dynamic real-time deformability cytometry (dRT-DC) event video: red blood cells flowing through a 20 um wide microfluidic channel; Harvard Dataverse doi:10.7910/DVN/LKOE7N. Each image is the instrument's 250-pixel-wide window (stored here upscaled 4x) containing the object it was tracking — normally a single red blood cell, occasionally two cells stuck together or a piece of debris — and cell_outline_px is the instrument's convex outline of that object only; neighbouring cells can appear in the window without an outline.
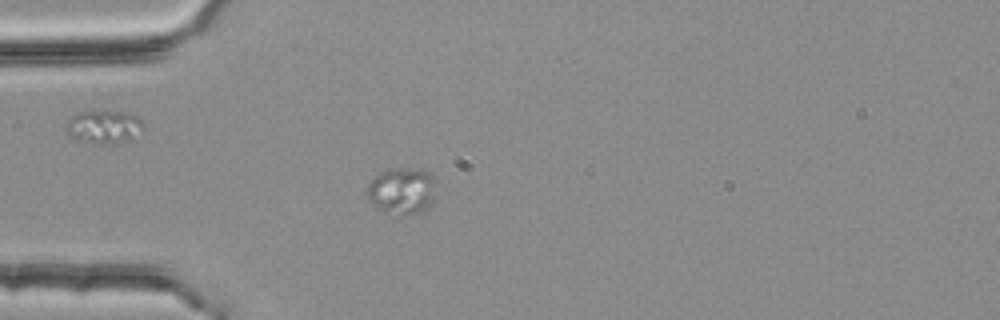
{"species": "common noctule bat (a hibernating species)", "species_latin": "Nyctalus noctula", "temperature_condition": "room temperature", "stored_images_in_passage": 40, "camera_frame_rate_fps": 3000, "um_per_image_px": 0.085, "animal": {"sex": "female", "body_mass_g": 25.1}, "frame": {"image": 1, "passage_image": 1, "time_ms": 0.0, "image_size_px": [1000, 320], "cell_outline_px": [[432, 196], [428, 204], [420, 212], [400, 216], [396, 216], [380, 212], [364, 196], [364, 192], [368, 184], [380, 172], [388, 168], [420, 168], [432, 172]], "centroid_in_image_um": [34.04, 16.22], "position_along_channel_um": 51.0, "area_um2": 19.02}}
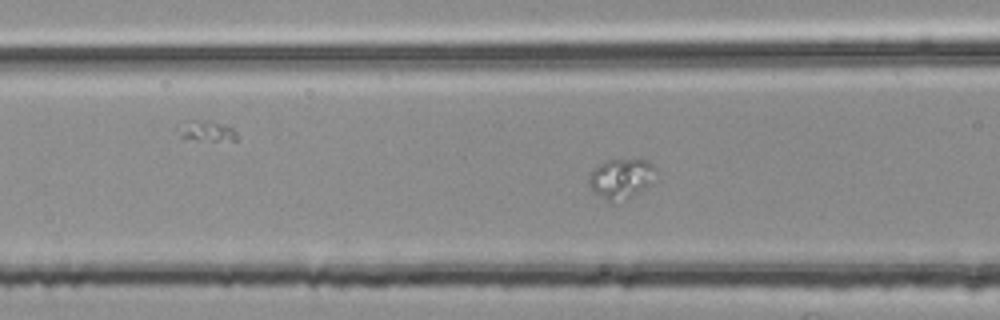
{"frame": {"image": 2, "passage_image": 7, "time_ms": 2.0, "image_size_px": [1000, 320], "cell_outline_px": [[656, 172], [652, 184], [612, 204], [608, 204], [592, 188], [588, 180], [588, 176], [592, 168], [608, 160], [640, 156], [648, 160], [656, 168]], "centroid_in_image_um": [52.82, 15.11], "position_along_channel_um": 113.8, "area_um2": 16.01}}
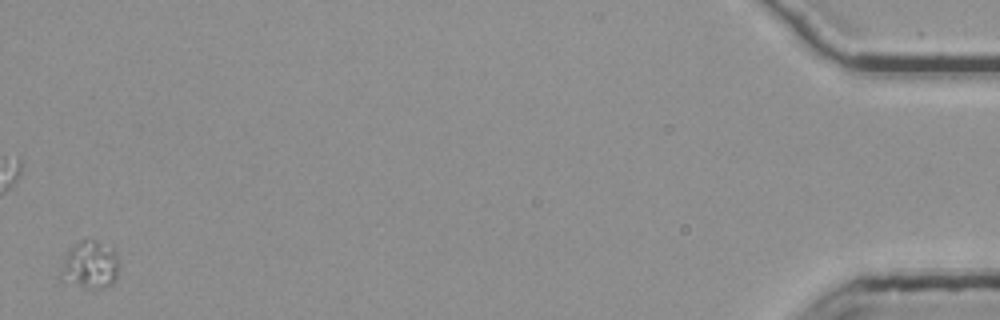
{"frame": {"image": 3, "passage_image": 40, "time_ms": 13.0, "image_size_px": [1000, 320], "cell_outline_px": [[120, 264], [116, 280], [112, 284], [104, 288], [84, 288], [60, 280], [60, 276], [68, 252], [72, 244], [88, 236], [112, 248], [116, 252]], "centroid_in_image_um": [7.7, 22.5], "position_along_channel_um": 427.5, "area_um2": 16.59}}